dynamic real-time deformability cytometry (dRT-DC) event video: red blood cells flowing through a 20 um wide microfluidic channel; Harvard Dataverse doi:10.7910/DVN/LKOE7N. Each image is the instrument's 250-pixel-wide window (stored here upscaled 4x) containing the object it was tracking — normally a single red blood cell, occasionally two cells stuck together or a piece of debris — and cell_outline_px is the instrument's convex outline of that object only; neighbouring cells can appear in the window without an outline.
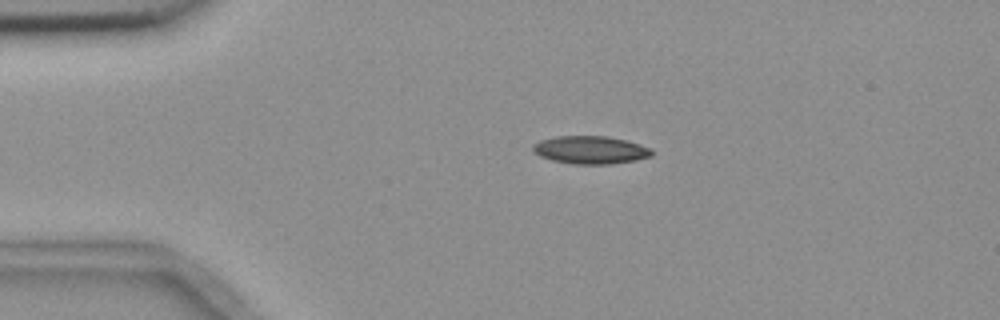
{"species": "common noctule bat (a hibernating species)", "species_latin": "Nyctalus noctula", "temperature_condition": "room temperature", "stored_images_in_passage": 4, "camera_frame_rate_fps": 3000, "um_per_image_px": 0.085, "animal": {"sex": "female", "body_mass_g": 18.4}, "frame": {"image": 1, "passage_image": 3, "time_ms": 2.333, "image_size_px": [1000, 320], "cell_outline_px": [[652, 156], [636, 160], [612, 164], [572, 164], [552, 160], [540, 156], [532, 152], [532, 144], [540, 140], [556, 136], [608, 136], [640, 144], [652, 148]], "centroid_in_image_um": [50.17, 12.74], "position_along_channel_um": 34.8, "area_um2": 19.48}}